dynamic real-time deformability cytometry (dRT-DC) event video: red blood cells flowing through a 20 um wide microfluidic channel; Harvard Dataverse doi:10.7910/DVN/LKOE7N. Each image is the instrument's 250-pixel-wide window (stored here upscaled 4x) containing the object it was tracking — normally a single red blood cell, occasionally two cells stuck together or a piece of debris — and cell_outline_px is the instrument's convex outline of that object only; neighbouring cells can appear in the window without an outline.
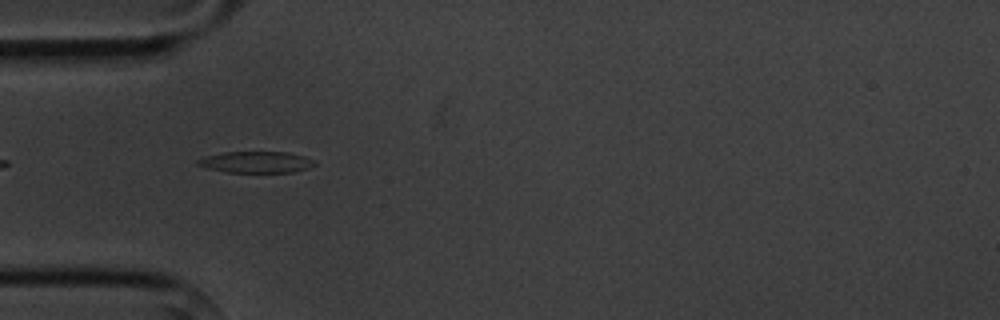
{"species": "common noctule bat (a hibernating species)", "species_latin": "Nyctalus noctula", "temperature_condition": "cold", "stored_images_in_passage": 3, "camera_frame_rate_fps": 3000, "um_per_image_px": 0.085, "animal": {"sex": "male", "body_mass_g": 20.1, "forearm_length_mm": 53.5}, "frame": {"image": 1, "passage_image": 2, "time_ms": 1.333, "image_size_px": [1000, 320], "cell_outline_px": [[316, 164], [308, 168], [292, 172], [224, 172], [208, 168], [196, 164], [196, 160], [208, 156], [224, 152], [288, 152], [304, 156], [316, 160]], "centroid_in_image_um": [21.81, 13.78], "position_along_channel_um": 63.2, "area_um2": 14.51}}
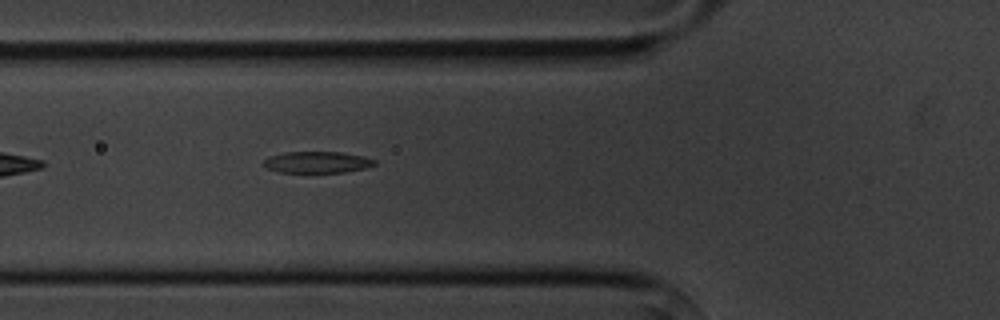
{"frame": {"image": 2, "passage_image": 3, "time_ms": 2.333, "image_size_px": [1000, 320], "cell_outline_px": [[376, 164], [364, 168], [344, 172], [280, 172], [268, 168], [264, 164], [264, 160], [268, 156], [284, 152], [340, 152], [364, 156], [376, 160]], "centroid_in_image_um": [26.96, 13.78], "position_along_channel_um": 98.8, "area_um2": 13.76}}